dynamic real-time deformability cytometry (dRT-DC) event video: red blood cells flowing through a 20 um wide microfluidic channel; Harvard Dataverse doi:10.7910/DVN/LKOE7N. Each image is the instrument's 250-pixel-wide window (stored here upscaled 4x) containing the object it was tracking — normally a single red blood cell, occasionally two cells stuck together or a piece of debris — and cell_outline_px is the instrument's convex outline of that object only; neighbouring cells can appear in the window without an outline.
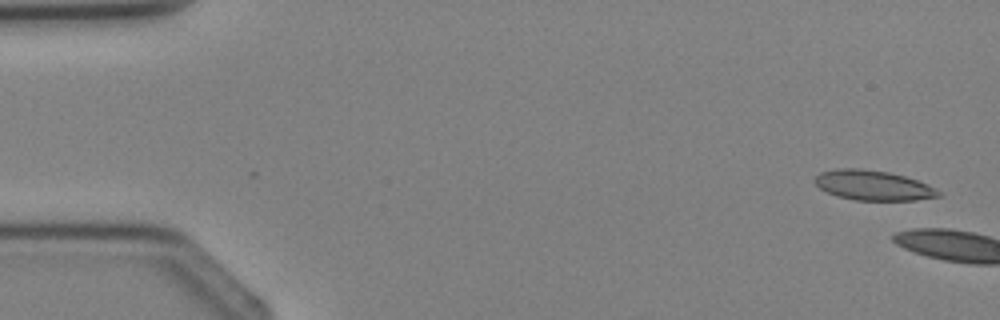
{"species": "Egyptian fruit bat (a non-hibernating species)", "species_latin": "Rousettus aegyptiacus", "temperature_condition": "cold", "stored_images_in_passage": 5, "camera_frame_rate_fps": 3000, "um_per_image_px": 0.085, "animal": {"sex": "female"}, "frame": {"image": 1, "passage_image": 1, "time_ms": 0.0, "image_size_px": [1000, 320], "cell_outline_px": [[940, 196], [916, 200], [856, 200], [836, 196], [820, 188], [812, 180], [820, 172], [836, 168], [860, 168], [888, 172], [904, 176], [928, 184], [936, 188], [940, 192]], "centroid_in_image_um": [74.19, 15.75], "position_along_channel_um": 10.8, "area_um2": 21.56}}
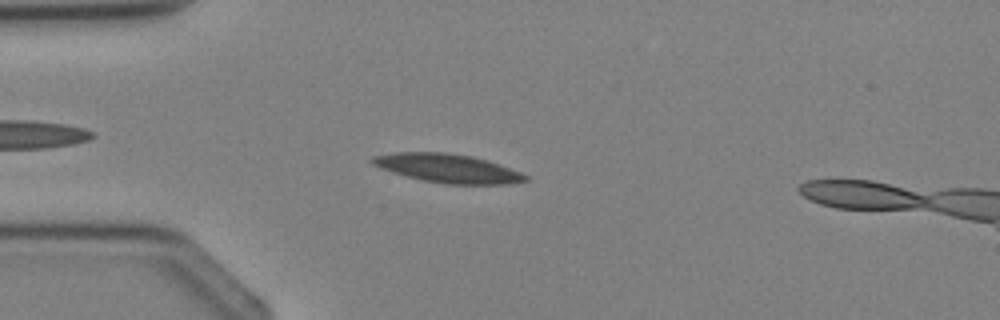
{"frame": {"image": 2, "passage_image": 4, "time_ms": 3.667, "image_size_px": [1000, 320], "cell_outline_px": [[528, 180], [512, 184], [444, 184], [424, 180], [392, 172], [380, 168], [372, 164], [368, 160], [372, 156], [392, 152], [444, 152], [472, 156], [488, 160], [500, 164], [520, 172], [528, 176]], "centroid_in_image_um": [38.05, 14.3], "position_along_channel_um": 47.0, "area_um2": 25.72}}